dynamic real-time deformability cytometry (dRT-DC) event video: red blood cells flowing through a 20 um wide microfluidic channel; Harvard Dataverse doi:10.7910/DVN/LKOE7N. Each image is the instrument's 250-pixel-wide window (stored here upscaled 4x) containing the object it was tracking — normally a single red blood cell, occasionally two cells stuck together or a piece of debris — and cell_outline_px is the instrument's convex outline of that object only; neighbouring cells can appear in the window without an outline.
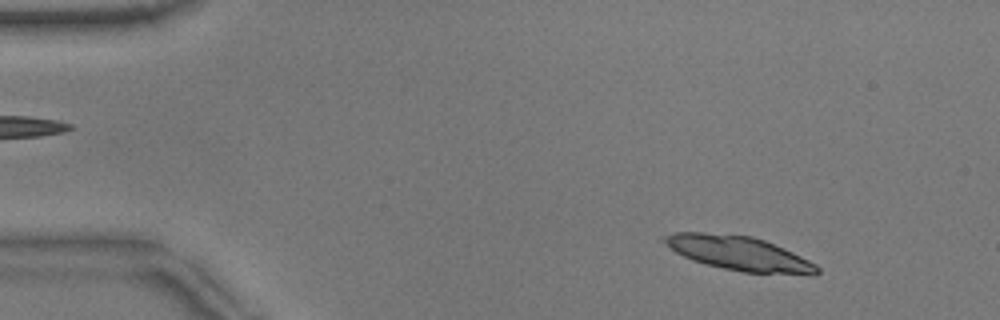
{"species": "common noctule bat (a hibernating species)", "species_latin": "Nyctalus noctula", "temperature_condition": "warm", "stored_images_in_passage": 16, "camera_frame_rate_fps": 3000, "um_per_image_px": 0.085, "animal": {"sex": "male", "body_mass_g": 17.9}, "frame": {"image": 1, "passage_image": 5, "time_ms": 1.333, "image_size_px": [1000, 320], "cell_outline_px": [[820, 272], [812, 276], [744, 272], [724, 268], [692, 260], [676, 252], [660, 240], [664, 236], [676, 232], [704, 232], [752, 236], [764, 240], [784, 248], [816, 264], [820, 268]], "centroid_in_image_um": [62.86, 21.54], "position_along_channel_um": 22.1, "area_um2": 30.52}}